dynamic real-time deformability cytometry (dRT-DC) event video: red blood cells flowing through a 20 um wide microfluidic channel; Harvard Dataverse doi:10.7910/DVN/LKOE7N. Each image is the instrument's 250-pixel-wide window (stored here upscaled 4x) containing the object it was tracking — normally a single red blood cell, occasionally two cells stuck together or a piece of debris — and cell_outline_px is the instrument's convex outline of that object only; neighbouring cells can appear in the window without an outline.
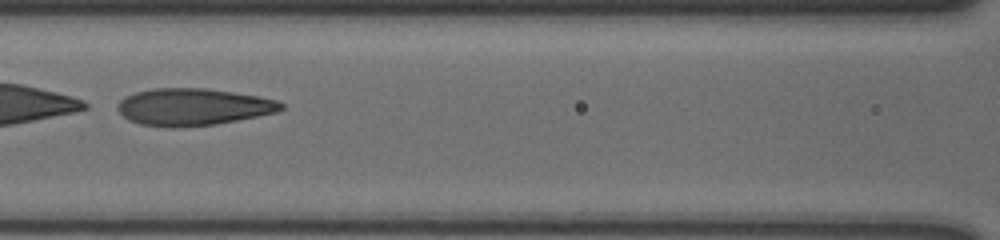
{"species": "human", "species_latin": "Homo sapiens", "temperature_condition": "cold", "stored_images_in_passage": 57, "segment_of_instrument_passage": [2, 2], "camera_frame_rate_fps": 3000, "um_per_image_px": 0.085, "donor": {"sex": "male"}, "frame": {"image": 1, "passage_image": 29, "time_ms": 9.333, "image_size_px": [1000, 240], "cell_outline_px": [[284, 108], [276, 112], [216, 124], [172, 128], [140, 124], [128, 120], [116, 108], [116, 104], [124, 96], [136, 92], [152, 88], [204, 88], [260, 96], [276, 100], [284, 104]], "centroid_in_image_um": [16.37, 9.08], "position_along_channel_um": 150.2, "area_um2": 35.32}}
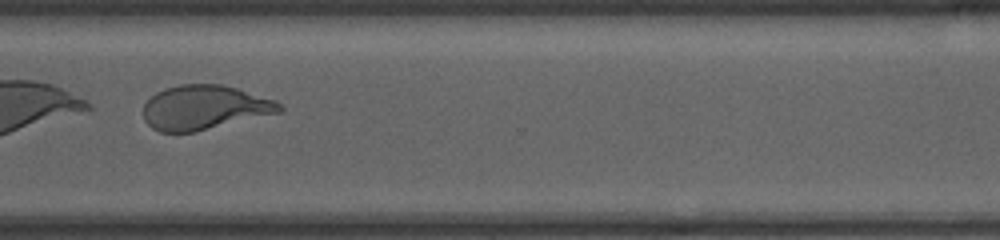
{"frame": {"image": 2, "passage_image": 46, "time_ms": 15.0, "image_size_px": [1000, 240], "cell_outline_px": [[284, 108], [280, 112], [192, 132], [160, 132], [152, 128], [144, 120], [144, 104], [156, 92], [164, 88], [180, 84], [220, 84], [236, 88], [276, 100]], "centroid_in_image_um": [17.35, 9.12], "position_along_channel_um": 353.2, "area_um2": 34.91}}